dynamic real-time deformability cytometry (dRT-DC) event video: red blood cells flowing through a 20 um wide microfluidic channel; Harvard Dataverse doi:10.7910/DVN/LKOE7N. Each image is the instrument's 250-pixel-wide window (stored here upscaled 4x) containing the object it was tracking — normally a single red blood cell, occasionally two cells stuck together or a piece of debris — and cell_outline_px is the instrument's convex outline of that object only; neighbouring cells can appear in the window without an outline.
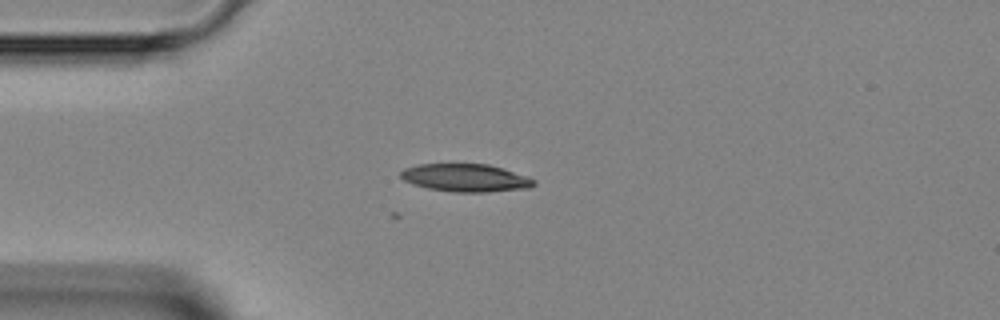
{"species": "Egyptian fruit bat (a non-hibernating species)", "species_latin": "Rousettus aegyptiacus", "temperature_condition": "room temperature", "stored_images_in_passage": 37, "camera_frame_rate_fps": 3000, "um_per_image_px": 0.085, "animal": {"sex": "female"}, "frame": {"image": 1, "passage_image": 2, "time_ms": 0.333, "image_size_px": [1000, 320], "cell_outline_px": [[536, 184], [528, 188], [488, 192], [452, 192], [428, 188], [412, 184], [404, 180], [400, 176], [400, 172], [404, 168], [420, 164], [488, 164], [528, 176], [536, 180]], "centroid_in_image_um": [39.58, 15.12], "position_along_channel_um": 45.4, "area_um2": 21.62}}
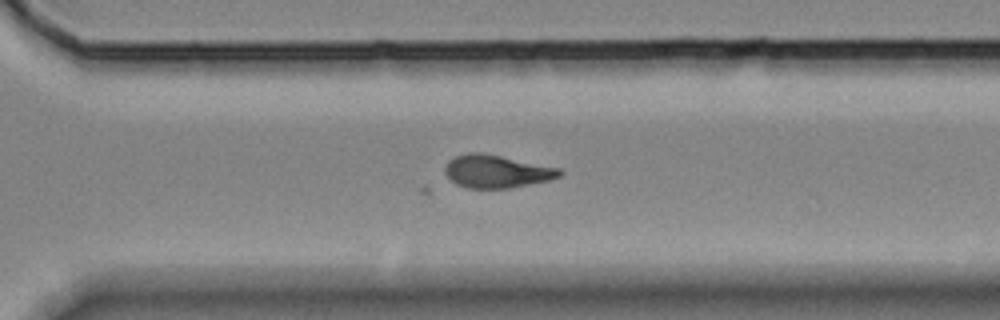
{"frame": {"image": 2, "passage_image": 23, "time_ms": 7.333, "image_size_px": [1000, 320], "cell_outline_px": [[564, 172], [560, 176], [548, 180], [508, 188], [468, 188], [456, 184], [444, 172], [444, 168], [448, 160], [456, 156], [468, 152], [484, 152], [560, 168]], "centroid_in_image_um": [42.2, 14.55], "position_along_channel_um": 328.4, "area_um2": 21.96}}
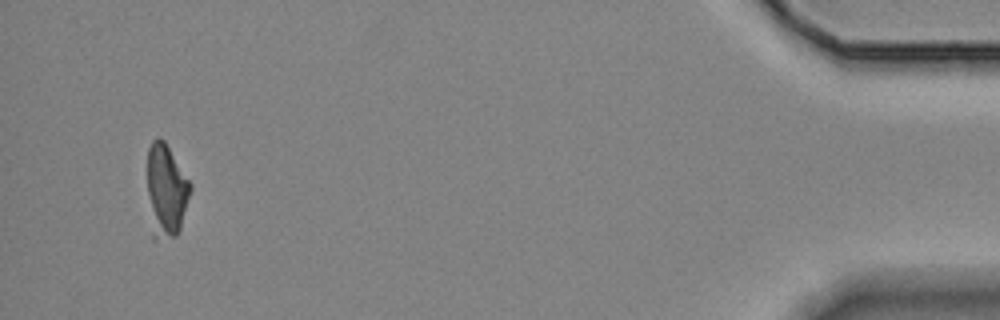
{"frame": {"image": 3, "passage_image": 35, "time_ms": 11.333, "image_size_px": [1000, 320], "cell_outline_px": [[192, 192], [180, 232], [176, 236], [156, 240], [152, 240], [148, 192], [148, 148], [152, 140], [156, 136], [160, 136], [164, 140], [192, 184]], "centroid_in_image_um": [14.14, 16.23], "position_along_channel_um": 421.1, "area_um2": 23.87}}